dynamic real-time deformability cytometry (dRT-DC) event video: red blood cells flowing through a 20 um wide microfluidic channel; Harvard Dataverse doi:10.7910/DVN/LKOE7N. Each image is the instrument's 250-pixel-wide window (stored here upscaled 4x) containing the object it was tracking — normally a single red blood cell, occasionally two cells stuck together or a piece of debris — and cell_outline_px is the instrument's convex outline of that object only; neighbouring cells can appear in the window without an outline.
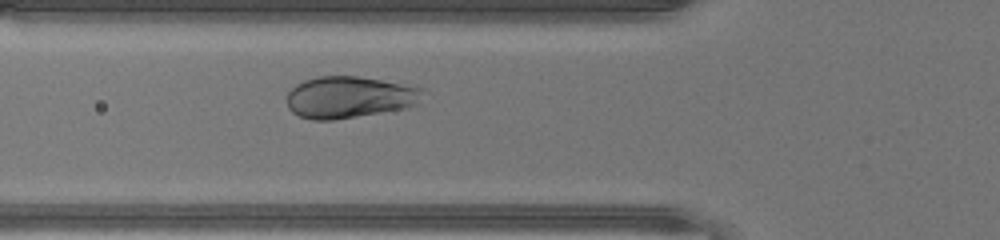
{"species": "human", "species_latin": "Homo sapiens", "temperature_condition": "warm", "stored_images_in_passage": 25, "camera_frame_rate_fps": 3000, "um_per_image_px": 0.085, "donor": {"sex": "male"}, "frame": {"image": 1, "passage_image": 4, "time_ms": 1.0, "image_size_px": [1000, 240], "cell_outline_px": [[428, 92], [416, 104], [408, 108], [332, 120], [312, 120], [300, 116], [292, 112], [288, 108], [288, 92], [296, 84], [304, 80], [320, 76], [356, 76], [416, 84], [424, 88]], "centroid_in_image_um": [29.8, 8.24], "position_along_channel_um": 96.0, "area_um2": 33.7}}
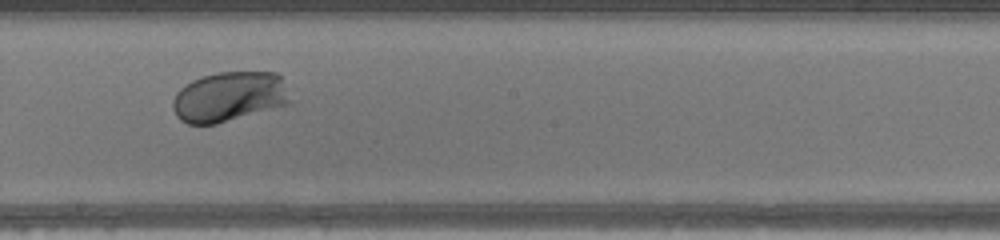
{"frame": {"image": 2, "passage_image": 13, "time_ms": 4.0, "image_size_px": [1000, 240], "cell_outline_px": [[288, 104], [216, 124], [188, 124], [180, 120], [176, 116], [172, 108], [172, 100], [176, 92], [180, 88], [192, 80], [200, 76], [216, 72], [276, 72], [280, 76], [288, 100]], "centroid_in_image_um": [19.38, 8.22], "position_along_channel_um": 228.8, "area_um2": 33.93}}
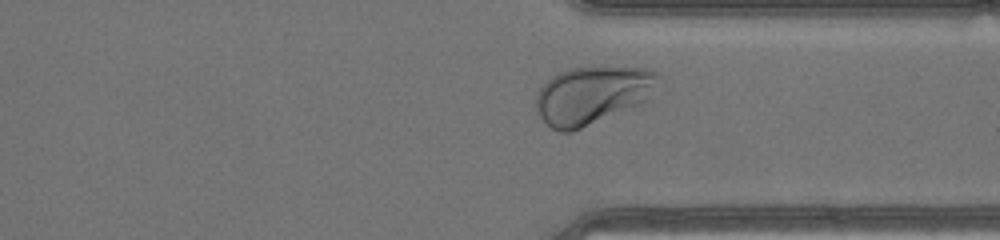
{"frame": {"image": 3, "passage_image": 22, "time_ms": 7.0, "image_size_px": [1000, 240], "cell_outline_px": [[664, 84], [640, 104], [572, 132], [560, 132], [552, 128], [536, 112], [536, 92], [556, 72], [572, 68], [648, 68], [660, 72], [664, 80]], "centroid_in_image_um": [50.42, 8.07], "position_along_channel_um": 361.0, "area_um2": 41.56}, "authors_computed_cell_mechanics": {"area_um2": 34.4488, "velocity_mm_per_s": 4.4148, "shape_relaxation_time_tau1_ms": 1.1, "shape_relaxation_time_tau2_ms": null, "deformation_change_tau1": 0.1119, "deformation_change_tau2": null}}